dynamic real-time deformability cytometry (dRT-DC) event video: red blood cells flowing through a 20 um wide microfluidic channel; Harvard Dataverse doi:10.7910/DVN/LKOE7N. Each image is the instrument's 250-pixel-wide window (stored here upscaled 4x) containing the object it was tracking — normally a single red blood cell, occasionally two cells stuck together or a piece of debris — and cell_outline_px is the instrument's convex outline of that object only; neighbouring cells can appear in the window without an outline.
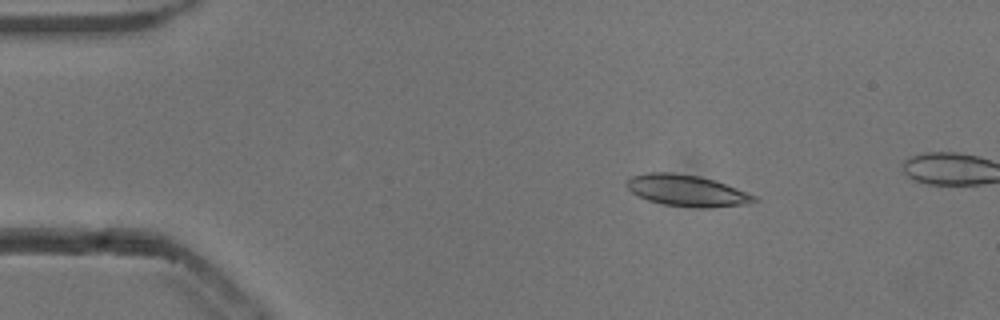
{"species": "common noctule bat (a hibernating species)", "species_latin": "Nyctalus noctula", "temperature_condition": "cold", "stored_images_in_passage": 15, "camera_frame_rate_fps": 3000, "um_per_image_px": 0.085, "animal": {"sex": "male", "body_mass_g": 13.3}, "frame": {"image": 1, "passage_image": 9, "time_ms": 2.667, "image_size_px": [1000, 320], "cell_outline_px": [[760, 200], [748, 204], [708, 208], [696, 208], [664, 204], [648, 200], [632, 192], [624, 184], [628, 176], [648, 172], [672, 172], [700, 176], [716, 180], [748, 192], [756, 196]], "centroid_in_image_um": [58.4, 16.19], "position_along_channel_um": 26.6, "area_um2": 23.7}}